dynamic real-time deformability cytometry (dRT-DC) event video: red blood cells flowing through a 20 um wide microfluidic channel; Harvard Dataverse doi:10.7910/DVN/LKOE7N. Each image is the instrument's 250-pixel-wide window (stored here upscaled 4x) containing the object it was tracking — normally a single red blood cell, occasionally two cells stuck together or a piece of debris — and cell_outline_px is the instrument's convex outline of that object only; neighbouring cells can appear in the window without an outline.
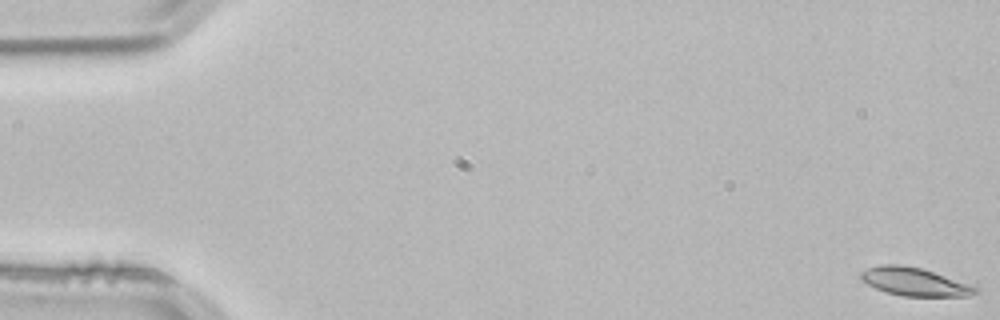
{"species": "common noctule bat (a hibernating species)", "species_latin": "Nyctalus noctula", "temperature_condition": "room temperature", "stored_images_in_passage": 12, "camera_frame_rate_fps": 3000, "um_per_image_px": 0.085, "animal": {"sex": "male", "body_mass_g": 21.5, "forearm_length_mm": 52.0}, "frame": {"image": 1, "passage_image": 1, "time_ms": 0.0, "image_size_px": [1000, 320], "cell_outline_px": [[980, 292], [968, 296], [904, 296], [884, 292], [860, 280], [860, 272], [868, 268], [880, 264], [904, 264], [920, 268], [932, 272], [976, 288]], "centroid_in_image_um": [77.63, 23.95], "position_along_channel_um": 7.4, "area_um2": 18.44}}